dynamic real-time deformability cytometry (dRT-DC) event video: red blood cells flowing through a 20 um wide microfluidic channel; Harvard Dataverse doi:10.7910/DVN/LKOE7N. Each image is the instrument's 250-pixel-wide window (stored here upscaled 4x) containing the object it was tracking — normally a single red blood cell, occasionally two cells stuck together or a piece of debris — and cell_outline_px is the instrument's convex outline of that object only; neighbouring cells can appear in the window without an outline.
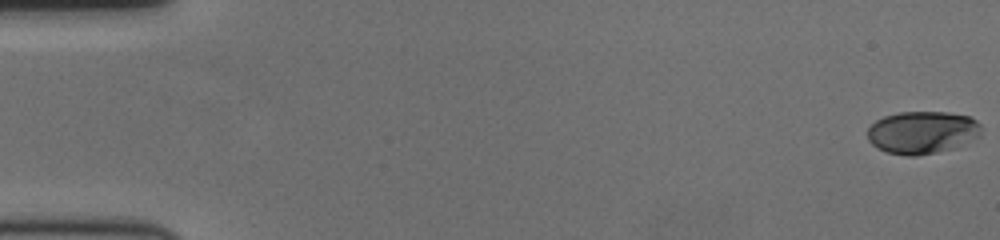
{"species": "human", "species_latin": "Homo sapiens", "temperature_condition": "cold", "stored_images_in_passage": 60, "camera_frame_rate_fps": 3000, "um_per_image_px": 0.085, "donor": {"sex": "female"}, "frame": {"image": 1, "passage_image": 1, "time_ms": 0.0, "image_size_px": [1000, 240], "cell_outline_px": [[980, 136], [952, 148], [936, 152], [916, 156], [908, 156], [888, 152], [876, 148], [868, 140], [868, 128], [876, 120], [884, 116], [900, 112], [948, 112], [968, 116], [976, 120], [980, 124]], "centroid_in_image_um": [78.37, 11.25], "position_along_channel_um": 6.6, "area_um2": 28.09}}
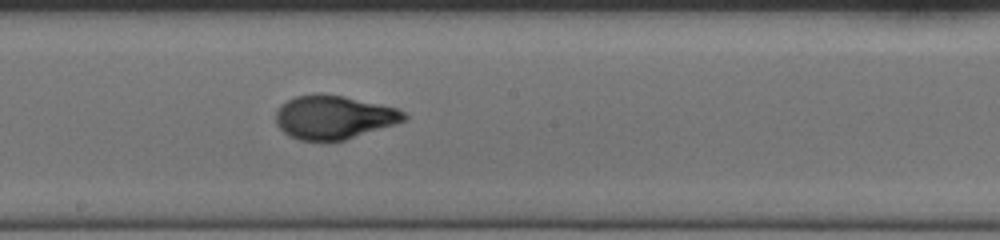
{"frame": {"image": 2, "passage_image": 34, "time_ms": 11.0, "image_size_px": [1000, 240], "cell_outline_px": [[408, 116], [404, 120], [396, 124], [344, 140], [328, 144], [324, 144], [300, 140], [288, 136], [276, 124], [276, 112], [280, 104], [296, 96], [316, 92], [320, 92], [344, 96], [396, 108], [404, 112]], "centroid_in_image_um": [28.32, 9.99], "position_along_channel_um": 219.9, "area_um2": 33.29}}
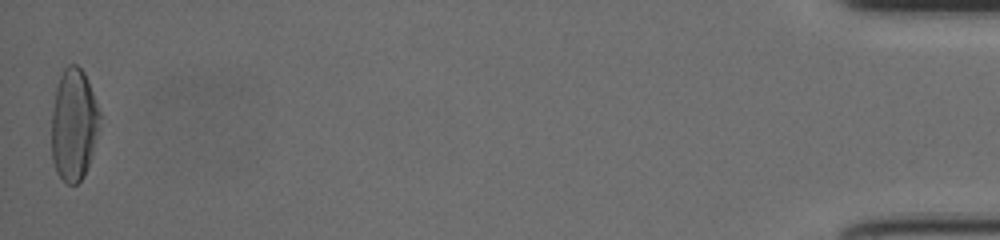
{"frame": {"image": 3, "passage_image": 60, "time_ms": 19.667, "image_size_px": [1000, 240], "cell_outline_px": [[104, 116], [84, 176], [76, 184], [64, 184], [56, 172], [52, 160], [52, 112], [56, 88], [60, 76], [64, 68], [68, 64], [76, 64], [84, 72]], "centroid_in_image_um": [6.3, 10.59], "position_along_channel_um": 428.9, "area_um2": 32.08}, "authors_computed_cell_mechanics": {"area_um2": 31.501, "velocity_mm_per_s": 3.5249, "shape_relaxation_time_tau1_ms": 4.8434, "shape_relaxation_time_tau2_ms": null, "deformation_change_tau1": 0.2047, "deformation_change_tau2": null}}